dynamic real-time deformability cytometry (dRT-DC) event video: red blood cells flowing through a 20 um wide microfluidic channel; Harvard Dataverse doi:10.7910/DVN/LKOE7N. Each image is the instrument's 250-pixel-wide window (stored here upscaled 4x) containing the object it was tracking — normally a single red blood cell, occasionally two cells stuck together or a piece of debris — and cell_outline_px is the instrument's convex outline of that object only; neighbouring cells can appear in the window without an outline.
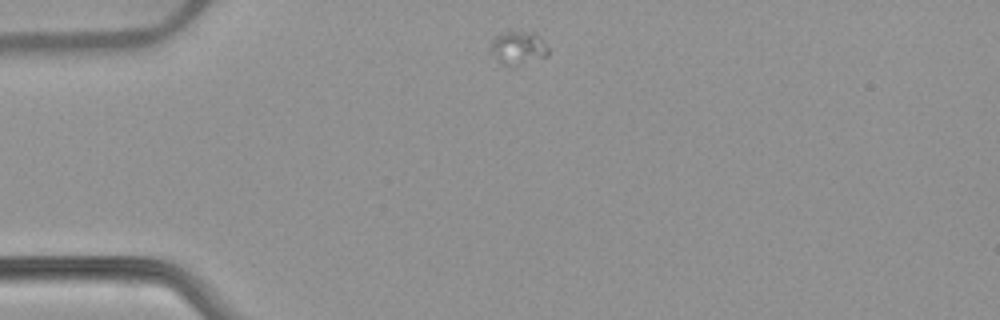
{"species": "common noctule bat (a hibernating species)", "species_latin": "Nyctalus noctula", "temperature_condition": "warm", "stored_images_in_passage": 43, "camera_frame_rate_fps": 3000, "um_per_image_px": 0.085, "animal": {"sex": "female", "body_mass_g": 22.7, "forearm_length_mm": 54.2}, "frame": {"image": 1, "passage_image": 1, "time_ms": 0.0, "image_size_px": [1000, 320], "cell_outline_px": [[548, 56], [516, 68], [512, 68], [500, 64], [488, 52], [488, 48], [492, 40], [496, 36], [504, 32], [536, 32], [540, 36], [548, 48]], "centroid_in_image_um": [44.01, 4.13], "position_along_channel_um": 41.0, "area_um2": 11.91}}
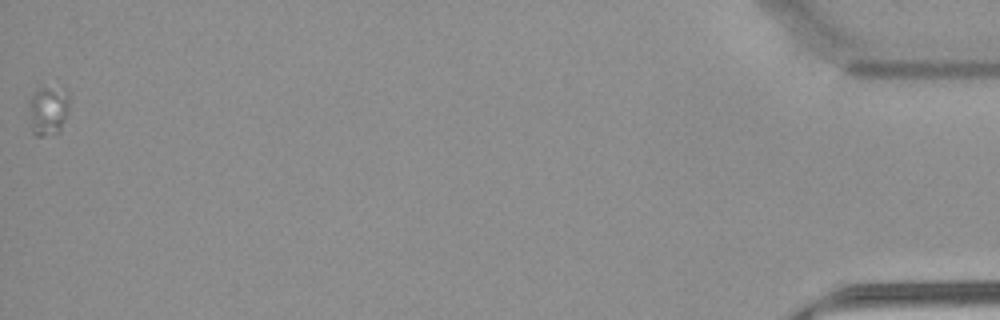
{"frame": {"image": 2, "passage_image": 43, "time_ms": 14.0, "image_size_px": [1000, 320], "cell_outline_px": [[68, 112], [60, 132], [40, 136], [36, 136], [32, 132], [28, 104], [32, 96], [40, 88], [64, 88], [68, 92]], "centroid_in_image_um": [4.11, 9.41], "position_along_channel_um": 431.1, "area_um2": 11.56}}